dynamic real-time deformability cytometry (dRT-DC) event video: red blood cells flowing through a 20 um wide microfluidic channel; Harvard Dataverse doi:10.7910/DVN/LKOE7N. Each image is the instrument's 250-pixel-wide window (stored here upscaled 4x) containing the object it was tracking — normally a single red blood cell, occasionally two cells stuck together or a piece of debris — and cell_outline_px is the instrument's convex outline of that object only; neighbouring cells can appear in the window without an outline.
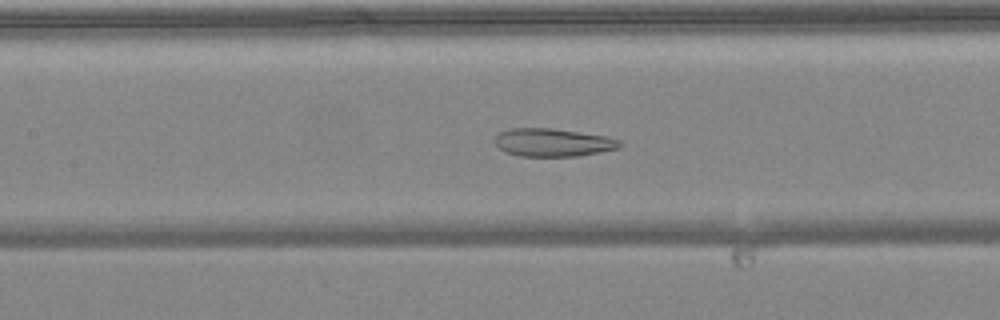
{"species": "common noctule bat (a hibernating species)", "species_latin": "Nyctalus noctula", "temperature_condition": "warm", "stored_images_in_passage": 32, "camera_frame_rate_fps": 3000, "um_per_image_px": 0.085, "animal": {"sex": "female", "body_mass_g": 24.6, "forearm_length_mm": 56.2}, "frame": {"image": 1, "passage_image": 20, "time_ms": 6.333, "image_size_px": [1000, 320], "cell_outline_px": [[624, 144], [620, 148], [580, 156], [520, 156], [504, 152], [496, 144], [496, 136], [500, 132], [508, 128], [552, 128], [608, 136], [620, 140]], "centroid_in_image_um": [47.04, 12.11], "position_along_channel_um": 160.4, "area_um2": 20.58}}
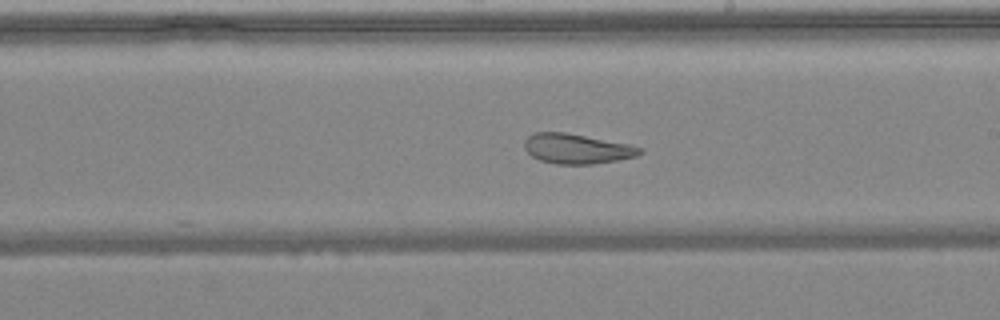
{"frame": {"image": 2, "passage_image": 26, "time_ms": 8.333, "image_size_px": [1000, 320], "cell_outline_px": [[644, 152], [636, 156], [620, 160], [592, 164], [556, 164], [540, 160], [532, 156], [524, 148], [524, 140], [532, 132], [564, 132], [628, 144], [640, 148]], "centroid_in_image_um": [49.0, 12.64], "position_along_channel_um": 240.0, "area_um2": 20.06}}
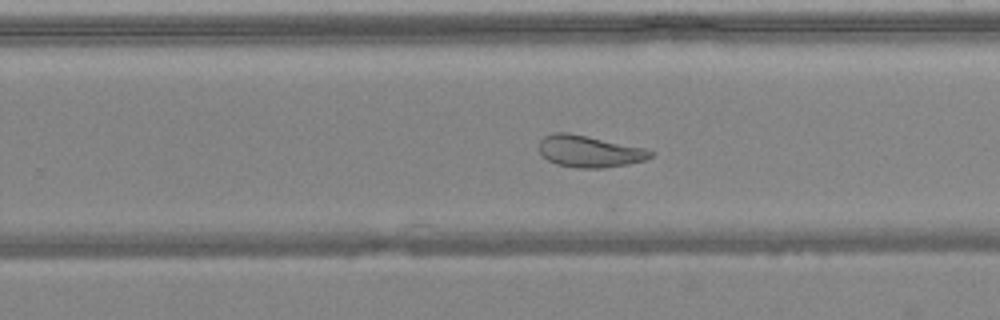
{"frame": {"image": 3, "passage_image": 29, "time_ms": 9.333, "image_size_px": [1000, 320], "cell_outline_px": [[652, 156], [644, 160], [628, 164], [604, 168], [580, 168], [556, 164], [548, 160], [540, 152], [540, 140], [544, 136], [552, 132], [568, 132], [588, 136], [644, 148], [652, 152]], "centroid_in_image_um": [50.07, 12.86], "position_along_channel_um": 279.7, "area_um2": 20.46}}